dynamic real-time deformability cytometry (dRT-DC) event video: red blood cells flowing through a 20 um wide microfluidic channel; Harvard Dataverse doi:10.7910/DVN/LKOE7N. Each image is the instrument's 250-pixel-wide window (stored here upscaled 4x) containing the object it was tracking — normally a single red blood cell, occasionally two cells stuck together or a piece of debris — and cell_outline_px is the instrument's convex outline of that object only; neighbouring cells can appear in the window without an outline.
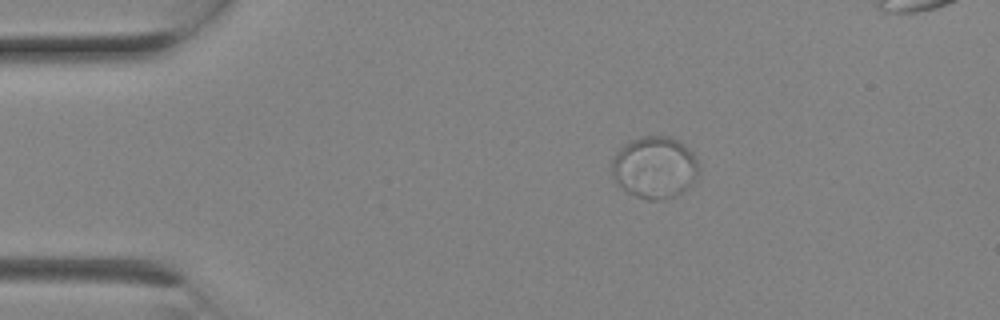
{"species": "Egyptian fruit bat (a non-hibernating species)", "species_latin": "Rousettus aegyptiacus", "temperature_condition": "room temperature", "stored_images_in_passage": 2, "camera_frame_rate_fps": 3000, "um_per_image_px": 0.085, "animal": {"sex": "female"}, "frame": {"image": 1, "passage_image": 1, "time_ms": 0.0, "image_size_px": [1000, 320], "cell_outline_px": [[700, 172], [696, 180], [676, 196], [656, 200], [648, 200], [636, 196], [628, 192], [612, 176], [612, 160], [616, 152], [624, 144], [632, 140], [644, 136], [672, 136], [684, 144], [696, 156], [700, 168]], "centroid_in_image_um": [55.68, 14.21], "position_along_channel_um": 29.3, "area_um2": 31.5}}